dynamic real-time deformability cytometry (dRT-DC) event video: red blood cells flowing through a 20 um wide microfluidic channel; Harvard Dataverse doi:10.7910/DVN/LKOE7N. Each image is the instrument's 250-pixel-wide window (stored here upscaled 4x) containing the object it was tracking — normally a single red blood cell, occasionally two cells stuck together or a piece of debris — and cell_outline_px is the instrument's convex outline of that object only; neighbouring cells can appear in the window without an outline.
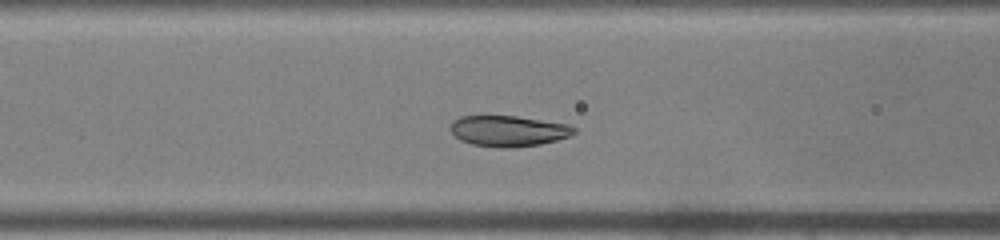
{"species": "common noctule bat (a hibernating species)", "species_latin": "Nyctalus noctula", "temperature_condition": "warm", "stored_images_in_passage": 36, "camera_frame_rate_fps": 3000, "um_per_image_px": 0.085, "animal": {"sex": "male", "body_mass_g": 19.0, "forearm_length_mm": 50.8}, "frame": {"image": 1, "passage_image": 7, "time_ms": 2.0, "image_size_px": [1000, 240], "cell_outline_px": [[576, 132], [572, 136], [540, 144], [512, 148], [500, 148], [472, 144], [460, 140], [452, 132], [452, 124], [460, 116], [516, 116], [568, 124], [576, 128]], "centroid_in_image_um": [43.27, 11.14], "position_along_channel_um": 123.3, "area_um2": 22.08}}
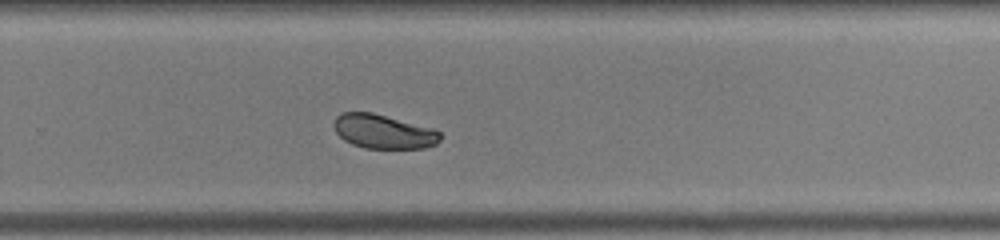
{"frame": {"image": 2, "passage_image": 20, "time_ms": 6.333, "image_size_px": [1000, 240], "cell_outline_px": [[440, 140], [436, 144], [424, 148], [364, 148], [352, 144], [344, 140], [336, 132], [332, 124], [336, 116], [340, 112], [372, 112], [432, 128], [440, 132]], "centroid_in_image_um": [32.55, 11.18], "position_along_channel_um": 297.2, "area_um2": 21.15}}
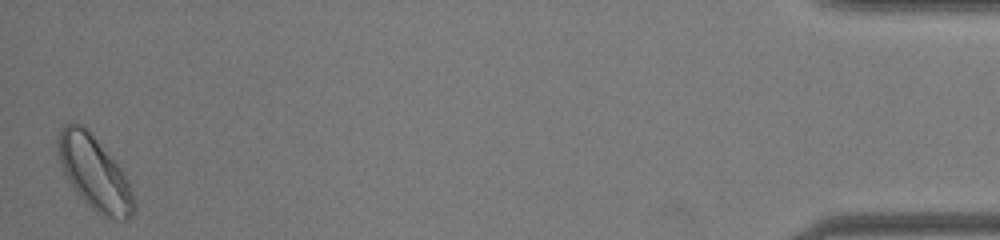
{"frame": {"image": 3, "passage_image": 36, "time_ms": 11.667, "image_size_px": [1000, 240], "cell_outline_px": [[136, 212], [128, 220], [116, 220], [100, 216], [76, 192], [64, 172], [60, 164], [56, 152], [56, 136], [60, 128], [64, 124], [80, 124], [96, 140], [120, 168], [128, 180], [136, 204]], "centroid_in_image_um": [8.02, 14.76], "position_along_channel_um": 427.2, "area_um2": 32.43}, "authors_computed_cell_mechanics": {"area_um2": 22.4553, "velocity_mm_per_s": 4.0236, "shape_relaxation_time_tau1_ms": 1.2081, "shape_relaxation_time_tau2_ms": null, "deformation_change_tau1": 0.0972, "deformation_change_tau2": null}}